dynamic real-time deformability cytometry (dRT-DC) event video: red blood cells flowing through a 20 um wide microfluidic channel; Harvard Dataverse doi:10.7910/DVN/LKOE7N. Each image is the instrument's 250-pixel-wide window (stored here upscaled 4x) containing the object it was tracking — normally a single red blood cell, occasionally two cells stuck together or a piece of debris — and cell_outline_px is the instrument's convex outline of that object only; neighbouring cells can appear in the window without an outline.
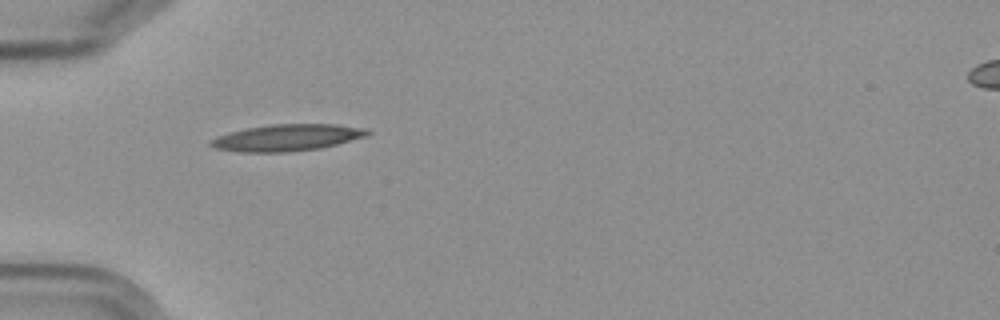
{"species": "Egyptian fruit bat (a non-hibernating species)", "species_latin": "Rousettus aegyptiacus", "temperature_condition": "cold", "stored_images_in_passage": 2, "camera_frame_rate_fps": 3000, "um_per_image_px": 0.085, "frame": {"image": 1, "passage_image": 1, "time_ms": 0.0, "image_size_px": [1000, 320], "cell_outline_px": [[372, 132], [368, 136], [320, 148], [284, 152], [240, 152], [216, 148], [208, 144], [208, 140], [216, 136], [244, 128], [272, 124], [336, 124], [364, 128]], "centroid_in_image_um": [24.37, 11.69], "position_along_channel_um": 60.6, "area_um2": 24.39}}